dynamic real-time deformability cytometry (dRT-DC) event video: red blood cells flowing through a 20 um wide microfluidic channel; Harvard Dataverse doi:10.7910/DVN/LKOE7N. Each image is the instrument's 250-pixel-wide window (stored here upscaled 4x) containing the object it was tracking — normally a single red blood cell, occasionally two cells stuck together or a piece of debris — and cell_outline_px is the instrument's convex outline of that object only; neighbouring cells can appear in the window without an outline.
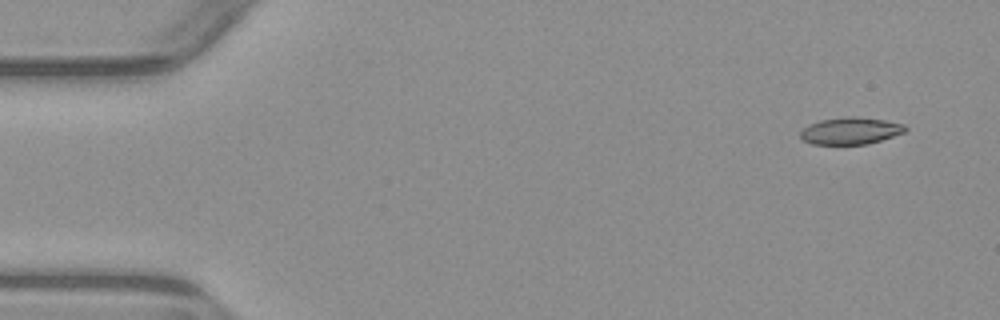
{"species": "common noctule bat (a hibernating species)", "species_latin": "Nyctalus noctula", "temperature_condition": "warm", "stored_images_in_passage": 7, "camera_frame_rate_fps": 3000, "um_per_image_px": 0.085, "animal": {"sex": "male", "body_mass_g": 23.1, "forearm_length_mm": 52.7}, "frame": {"image": 1, "passage_image": 1, "time_ms": 0.0, "image_size_px": [1000, 320], "cell_outline_px": [[908, 128], [904, 132], [868, 144], [812, 144], [804, 140], [800, 136], [800, 132], [808, 124], [820, 120], [844, 116], [856, 116], [884, 120], [904, 124]], "centroid_in_image_um": [72.28, 11.11], "position_along_channel_um": 12.7, "area_um2": 16.47}}
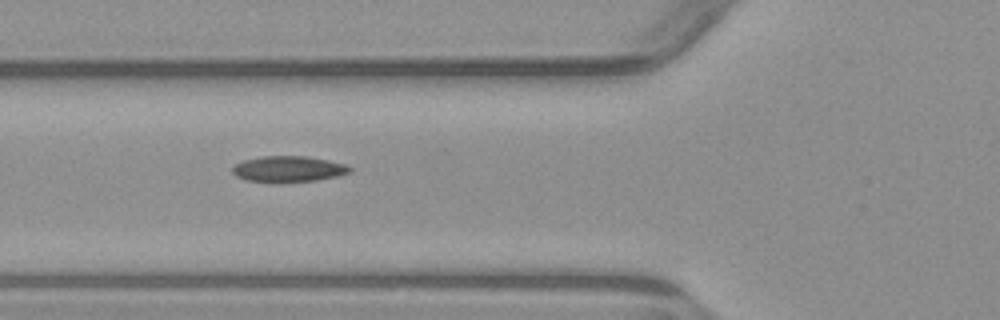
{"frame": {"image": 2, "passage_image": 5, "time_ms": 5.333, "image_size_px": [1000, 320], "cell_outline_px": [[352, 172], [336, 176], [316, 180], [248, 180], [236, 176], [232, 172], [232, 164], [244, 160], [260, 156], [304, 156], [328, 160], [348, 164], [352, 168]], "centroid_in_image_um": [24.54, 14.32], "position_along_channel_um": 101.3, "area_um2": 17.22}}
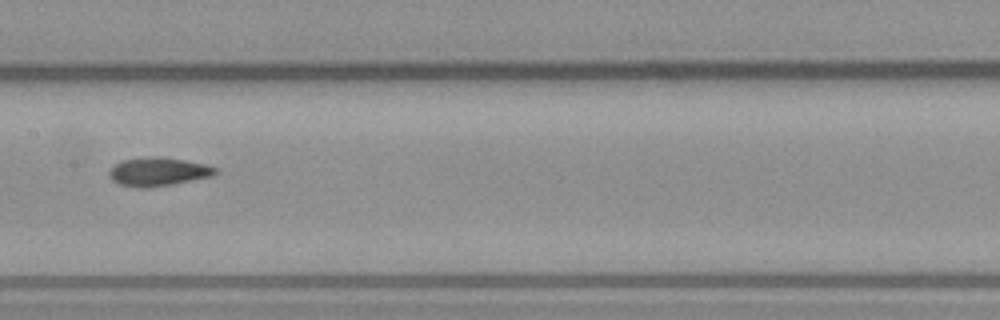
{"frame": {"image": 3, "passage_image": 7, "time_ms": 7.667, "image_size_px": [1000, 320], "cell_outline_px": [[216, 172], [212, 176], [172, 184], [148, 188], [140, 188], [120, 184], [112, 180], [108, 176], [108, 172], [116, 164], [124, 160], [148, 156], [156, 156], [184, 160], [204, 164], [216, 168]], "centroid_in_image_um": [13.41, 14.6], "position_along_channel_um": 194.0, "area_um2": 17.46}}